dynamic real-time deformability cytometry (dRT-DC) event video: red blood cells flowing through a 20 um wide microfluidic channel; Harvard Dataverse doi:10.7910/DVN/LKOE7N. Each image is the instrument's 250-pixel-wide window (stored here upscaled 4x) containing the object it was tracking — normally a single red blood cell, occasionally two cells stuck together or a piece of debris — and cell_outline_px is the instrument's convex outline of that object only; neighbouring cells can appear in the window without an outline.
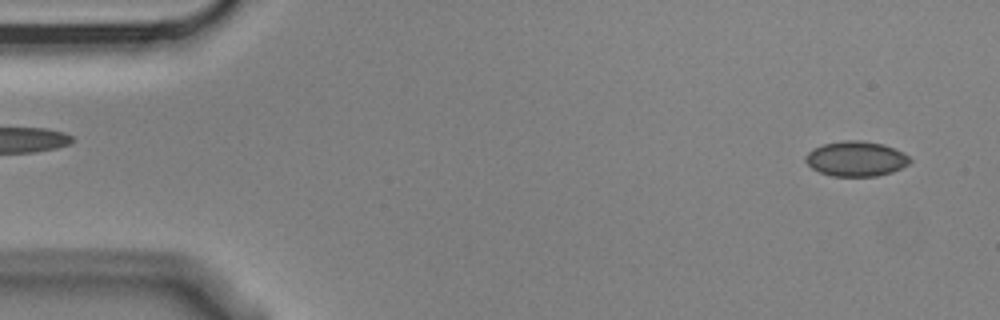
{"species": "Egyptian fruit bat (a non-hibernating species)", "species_latin": "Rousettus aegyptiacus", "temperature_condition": "cold", "stored_images_in_passage": 6, "camera_frame_rate_fps": 3000, "um_per_image_px": 0.085, "animal": {"sex": "male"}, "frame": {"image": 1, "passage_image": 1, "time_ms": 0.0, "image_size_px": [1000, 320], "cell_outline_px": [[912, 160], [908, 164], [892, 172], [876, 176], [832, 176], [820, 172], [812, 168], [804, 160], [804, 156], [812, 148], [824, 144], [844, 140], [860, 140], [884, 144], [904, 152]], "centroid_in_image_um": [72.75, 13.49], "position_along_channel_um": 12.2, "area_um2": 21.39}}
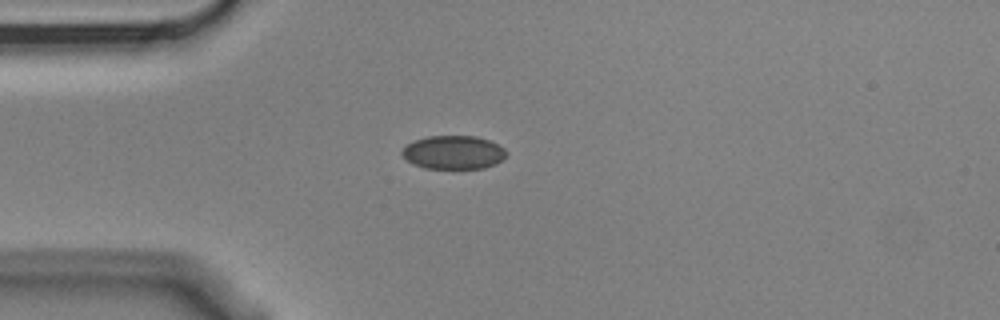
{"frame": {"image": 2, "passage_image": 4, "time_ms": 1.0, "image_size_px": [1000, 320], "cell_outline_px": [[508, 156], [496, 164], [484, 168], [424, 168], [412, 164], [400, 152], [408, 144], [416, 140], [428, 136], [476, 136], [488, 140], [504, 148], [508, 152]], "centroid_in_image_um": [38.58, 12.96], "position_along_channel_um": 46.4, "area_um2": 20.35}}
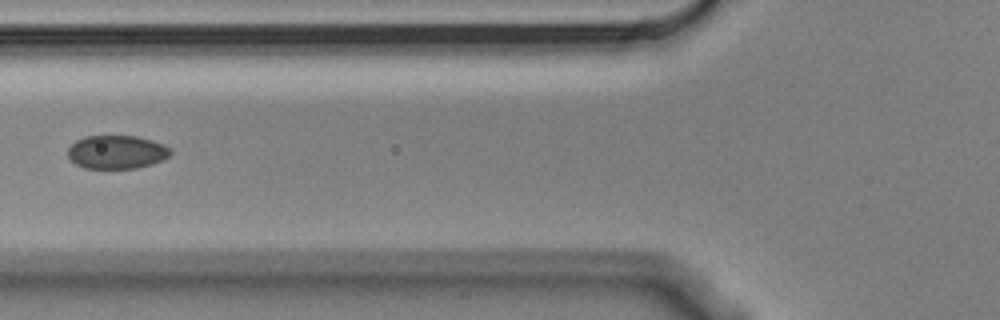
{"frame": {"image": 3, "passage_image": 6, "time_ms": 1.667, "image_size_px": [1000, 320], "cell_outline_px": [[172, 152], [168, 156], [152, 164], [136, 168], [84, 168], [76, 164], [68, 156], [68, 148], [76, 140], [84, 136], [136, 136], [152, 140], [164, 144]], "centroid_in_image_um": [9.9, 12.92], "position_along_channel_um": 115.9, "area_um2": 19.88}}